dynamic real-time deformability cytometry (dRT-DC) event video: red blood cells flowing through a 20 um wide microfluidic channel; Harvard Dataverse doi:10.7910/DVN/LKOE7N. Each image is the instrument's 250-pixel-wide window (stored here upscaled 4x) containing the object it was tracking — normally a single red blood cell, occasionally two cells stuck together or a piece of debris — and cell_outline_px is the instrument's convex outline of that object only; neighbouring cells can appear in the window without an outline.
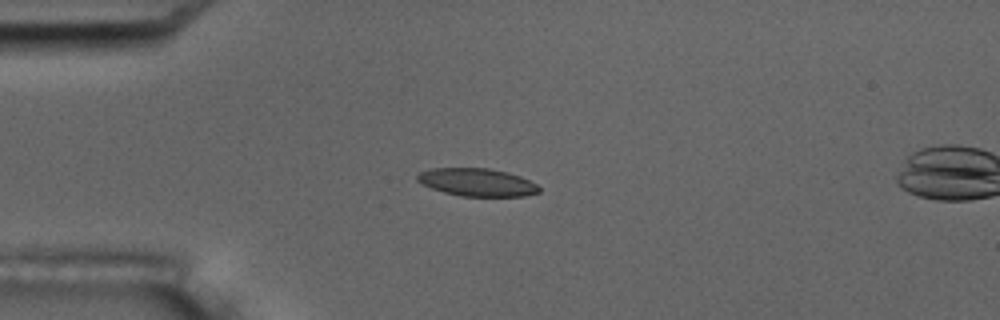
{"species": "common noctule bat (a hibernating species)", "species_latin": "Nyctalus noctula", "temperature_condition": "room temperature", "stored_images_in_passage": 10, "camera_frame_rate_fps": 3000, "um_per_image_px": 0.085, "animal": {"sex": "male", "body_mass_g": 17.5, "forearm_length_mm": 52.3}, "frame": {"image": 1, "passage_image": 5, "time_ms": 4.667, "image_size_px": [1000, 320], "cell_outline_px": [[540, 192], [524, 196], [460, 196], [444, 192], [432, 188], [416, 180], [416, 176], [420, 172], [432, 168], [488, 168], [508, 172], [520, 176], [536, 184], [540, 188]], "centroid_in_image_um": [40.56, 15.49], "position_along_channel_um": 44.4, "area_um2": 19.65}}
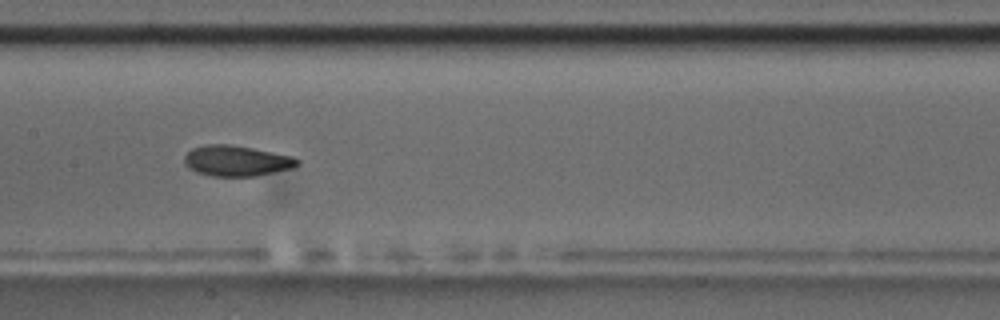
{"frame": {"image": 2, "passage_image": 9, "time_ms": 9.333, "image_size_px": [1000, 320], "cell_outline_px": [[300, 164], [292, 168], [256, 176], [212, 176], [196, 172], [188, 168], [184, 164], [184, 156], [192, 148], [204, 144], [228, 144], [252, 148], [292, 156], [300, 160]], "centroid_in_image_um": [20.08, 13.67], "position_along_channel_um": 187.3, "area_um2": 20.23}}